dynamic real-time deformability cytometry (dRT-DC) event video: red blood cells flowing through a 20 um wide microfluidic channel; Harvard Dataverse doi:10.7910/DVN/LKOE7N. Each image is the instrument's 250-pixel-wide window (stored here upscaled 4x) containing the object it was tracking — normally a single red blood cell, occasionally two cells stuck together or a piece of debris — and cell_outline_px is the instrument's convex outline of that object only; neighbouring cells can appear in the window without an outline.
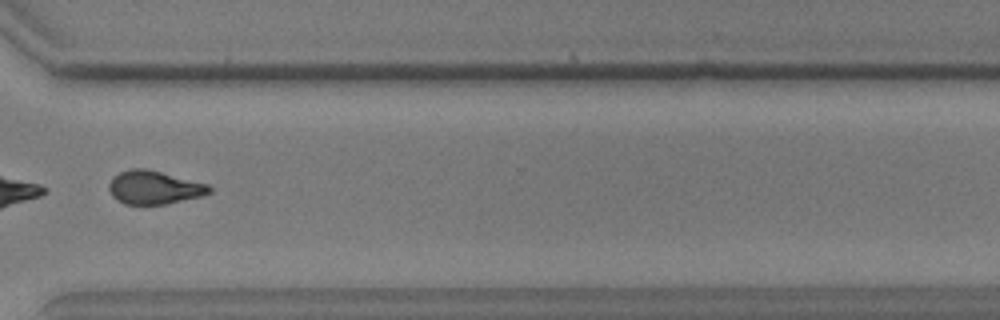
{"species": "common noctule bat (a hibernating species)", "species_latin": "Nyctalus noctula", "temperature_condition": "warm", "stored_images_in_passage": 38, "segment_of_instrument_passage": [2, 2], "camera_frame_rate_fps": 3000, "um_per_image_px": 0.085, "animal": {"sex": "male", "body_mass_g": 17.9, "forearm_length_mm": 54.2}, "frame": {"image": 1, "passage_image": 27, "time_ms": 8.667, "image_size_px": [1000, 320], "cell_outline_px": [[212, 192], [204, 196], [164, 204], [124, 204], [116, 200], [112, 196], [108, 188], [108, 184], [112, 176], [128, 168], [144, 168], [208, 184], [212, 188]], "centroid_in_image_um": [13.08, 15.94], "position_along_channel_um": 357.5, "area_um2": 19.65}}